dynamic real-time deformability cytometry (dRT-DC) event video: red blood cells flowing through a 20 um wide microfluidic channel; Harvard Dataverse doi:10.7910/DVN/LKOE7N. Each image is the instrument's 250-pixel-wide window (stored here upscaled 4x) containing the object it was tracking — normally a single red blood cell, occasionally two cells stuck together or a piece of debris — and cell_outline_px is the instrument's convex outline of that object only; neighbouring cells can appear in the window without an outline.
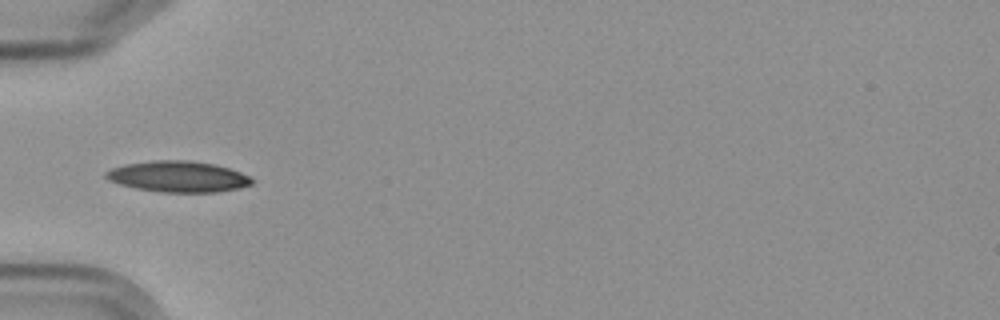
{"species": "Egyptian fruit bat (a non-hibernating species)", "species_latin": "Rousettus aegyptiacus", "temperature_condition": "cold", "stored_images_in_passage": 10, "camera_frame_rate_fps": 3000, "um_per_image_px": 0.085, "frame": {"image": 1, "passage_image": 5, "time_ms": 4.667, "image_size_px": [1000, 320], "cell_outline_px": [[252, 184], [240, 188], [216, 192], [160, 192], [136, 188], [120, 184], [108, 180], [104, 176], [104, 172], [112, 168], [128, 164], [152, 160], [192, 160], [216, 164], [240, 172], [248, 176], [252, 180]], "centroid_in_image_um": [15.13, 15.0], "position_along_channel_um": 69.9, "area_um2": 26.36}}
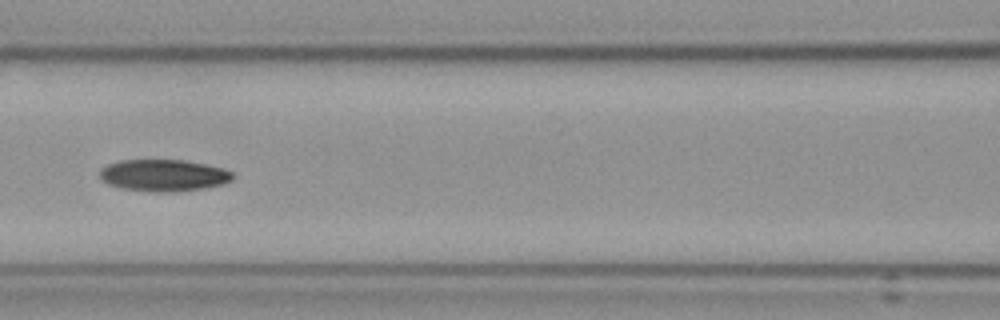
{"frame": {"image": 2, "passage_image": 7, "time_ms": 7.0, "image_size_px": [1000, 320], "cell_outline_px": [[236, 176], [232, 180], [224, 184], [204, 188], [172, 192], [152, 192], [120, 188], [108, 184], [100, 180], [100, 168], [108, 164], [120, 160], [180, 160], [204, 164], [220, 168], [232, 172]], "centroid_in_image_um": [13.88, 14.91], "position_along_channel_um": 152.7, "area_um2": 24.74}}
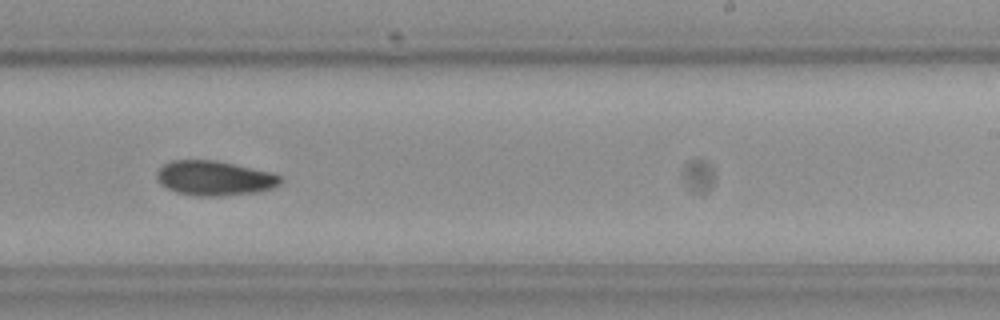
{"frame": {"image": 3, "passage_image": 10, "time_ms": 10.333, "image_size_px": [1000, 320], "cell_outline_px": [[284, 180], [280, 184], [272, 188], [256, 192], [216, 196], [200, 196], [176, 192], [160, 184], [156, 180], [156, 172], [164, 164], [172, 160], [216, 160], [272, 172], [280, 176]], "centroid_in_image_um": [18.23, 15.13], "position_along_channel_um": 270.8, "area_um2": 25.03}}